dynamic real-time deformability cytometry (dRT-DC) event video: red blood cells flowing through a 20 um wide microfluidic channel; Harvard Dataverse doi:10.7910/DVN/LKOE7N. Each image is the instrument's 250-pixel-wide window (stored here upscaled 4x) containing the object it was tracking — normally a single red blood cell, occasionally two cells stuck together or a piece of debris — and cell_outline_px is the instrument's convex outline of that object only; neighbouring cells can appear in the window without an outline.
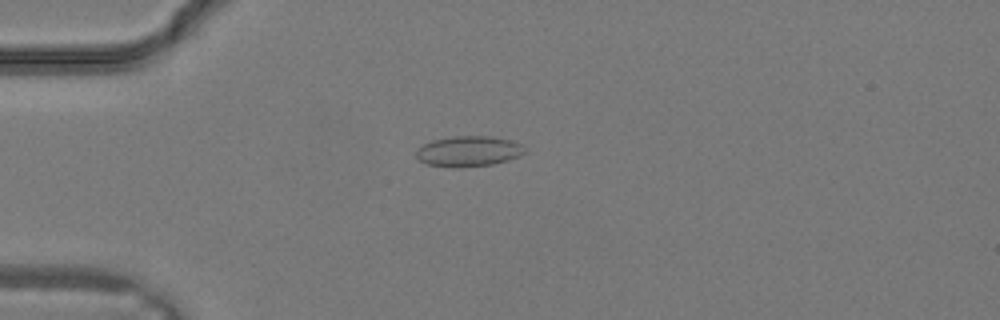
{"species": "common noctule bat (a hibernating species)", "species_latin": "Nyctalus noctula", "temperature_condition": "warm", "stored_images_in_passage": 17, "camera_frame_rate_fps": 3000, "um_per_image_px": 0.085, "animal": {"sex": "male", "body_mass_g": 19.2, "forearm_length_mm": 51.8}, "frame": {"image": 1, "passage_image": 4, "time_ms": 1.0, "image_size_px": [1000, 320], "cell_outline_px": [[528, 152], [520, 156], [508, 160], [492, 164], [456, 168], [428, 164], [420, 160], [416, 156], [416, 148], [432, 140], [456, 136], [492, 136], [512, 140], [520, 144]], "centroid_in_image_um": [39.85, 12.85], "position_along_channel_um": 45.1, "area_um2": 19.36}}
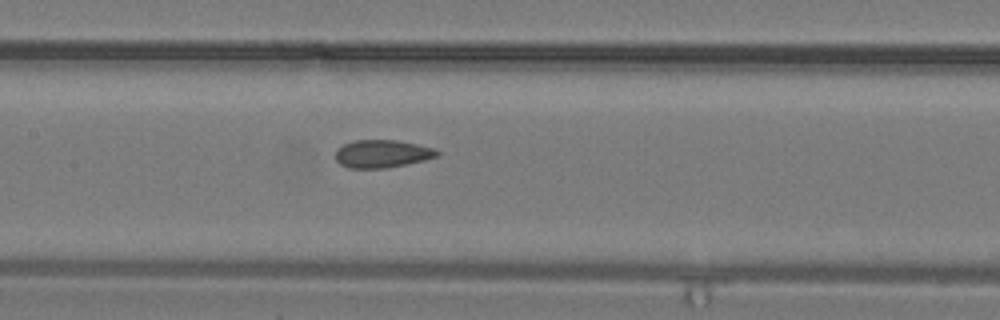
{"frame": {"image": 2, "passage_image": 11, "time_ms": 3.333, "image_size_px": [1000, 320], "cell_outline_px": [[440, 156], [424, 160], [384, 168], [348, 168], [340, 164], [336, 160], [336, 148], [344, 144], [356, 140], [396, 140], [436, 148], [440, 152]], "centroid_in_image_um": [32.49, 13.06], "position_along_channel_um": 174.9, "area_um2": 16.47}}
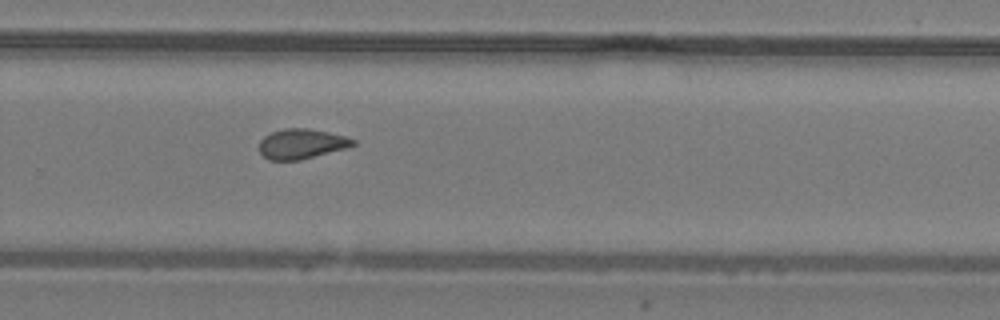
{"frame": {"image": 3, "passage_image": 17, "time_ms": 5.333, "image_size_px": [1000, 320], "cell_outline_px": [[356, 144], [344, 148], [300, 160], [268, 160], [260, 152], [260, 140], [264, 136], [272, 132], [284, 128], [308, 128], [328, 132], [344, 136], [356, 140]], "centroid_in_image_um": [25.61, 12.22], "position_along_channel_um": 304.2, "area_um2": 16.18}}